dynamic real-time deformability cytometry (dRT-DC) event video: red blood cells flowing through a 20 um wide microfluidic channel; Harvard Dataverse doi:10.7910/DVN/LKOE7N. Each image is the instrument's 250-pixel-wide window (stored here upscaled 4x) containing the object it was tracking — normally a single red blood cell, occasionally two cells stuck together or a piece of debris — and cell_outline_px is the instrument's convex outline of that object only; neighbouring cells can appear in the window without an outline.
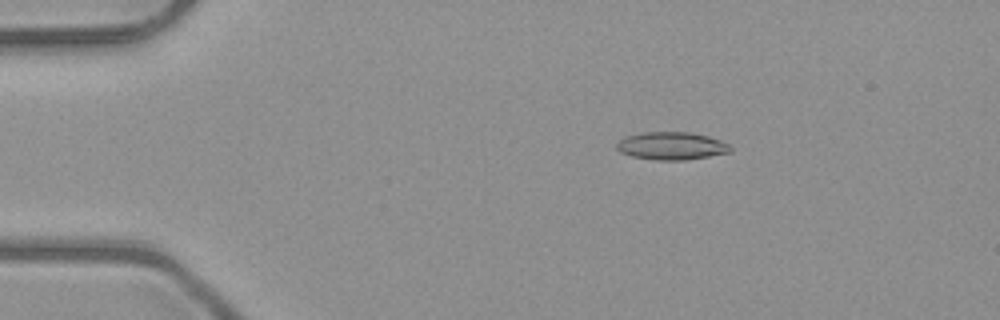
{"species": "common noctule bat (a hibernating species)", "species_latin": "Nyctalus noctula", "temperature_condition": "room temperature", "stored_images_in_passage": 51, "camera_frame_rate_fps": 3000, "um_per_image_px": 0.085, "animal": {"sex": "male", "body_mass_g": 23.1, "forearm_length_mm": 52.7}, "frame": {"image": 1, "passage_image": 9, "time_ms": 2.667, "image_size_px": [1000, 320], "cell_outline_px": [[732, 152], [684, 160], [656, 160], [632, 156], [620, 152], [616, 148], [616, 144], [624, 136], [640, 132], [688, 132], [708, 136], [720, 140], [728, 144], [732, 148]], "centroid_in_image_um": [57.06, 12.39], "position_along_channel_um": 27.9, "area_um2": 18.44}}
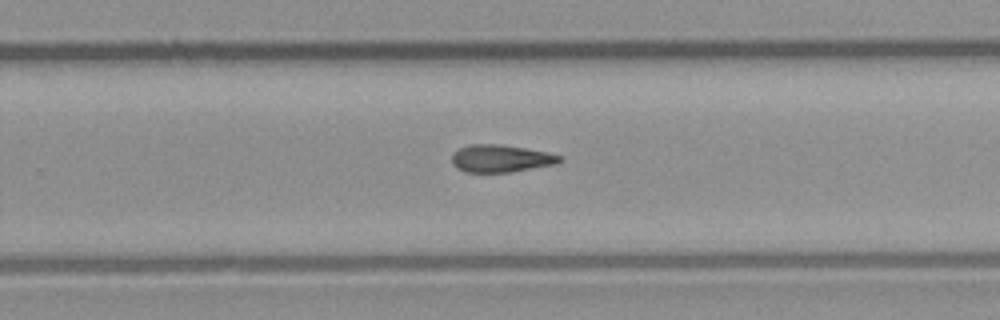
{"frame": {"image": 2, "passage_image": 33, "time_ms": 10.667, "image_size_px": [1000, 320], "cell_outline_px": [[564, 160], [556, 164], [512, 172], [464, 172], [456, 168], [452, 164], [452, 152], [468, 144], [500, 144], [548, 152], [560, 156]], "centroid_in_image_um": [42.55, 13.47], "position_along_channel_um": 287.3, "area_um2": 17.4}}
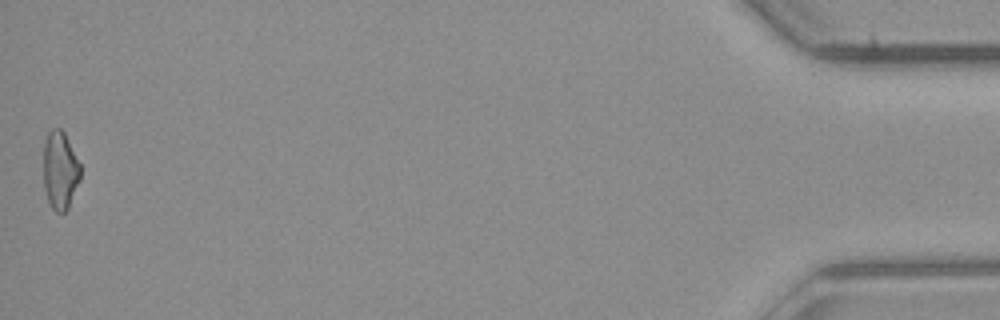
{"frame": {"image": 3, "passage_image": 51, "time_ms": 16.667, "image_size_px": [1000, 320], "cell_outline_px": [[80, 180], [68, 208], [64, 212], [56, 212], [52, 208], [48, 200], [44, 188], [44, 144], [48, 132], [52, 128], [60, 128], [64, 132], [80, 164]], "centroid_in_image_um": [5.11, 14.48], "position_along_channel_um": 430.1, "area_um2": 16.7}, "authors_computed_cell_mechanics": {"area_um2": 17.5134, "velocity_mm_per_s": 4.0435, "shape_relaxation_time_tau1_ms": null, "shape_relaxation_time_tau2_ms": 7.9574, "deformation_change_tau1": null, "deformation_change_tau2": 0.1987}}